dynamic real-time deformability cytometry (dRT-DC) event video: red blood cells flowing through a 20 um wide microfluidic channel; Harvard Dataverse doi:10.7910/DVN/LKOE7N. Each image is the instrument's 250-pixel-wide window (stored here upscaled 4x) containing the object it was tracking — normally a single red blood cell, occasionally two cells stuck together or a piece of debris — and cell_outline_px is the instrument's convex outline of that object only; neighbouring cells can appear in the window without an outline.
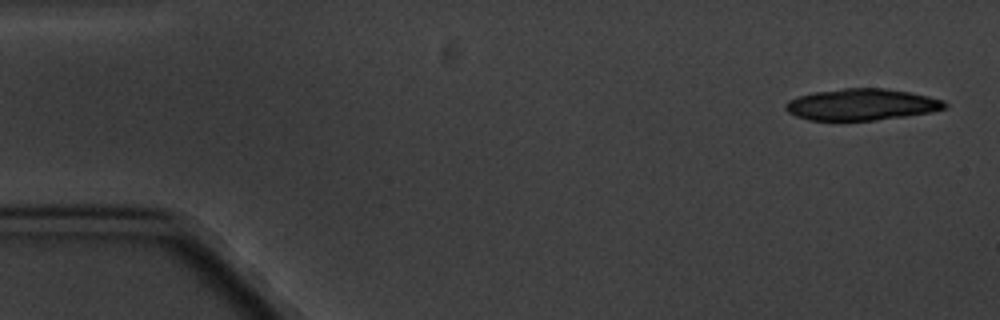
{"species": "common noctule bat (a hibernating species)", "species_latin": "Nyctalus noctula", "temperature_condition": "cold", "stored_images_in_passage": 5, "camera_frame_rate_fps": 3000, "um_per_image_px": 0.085, "animal": {"sex": "male", "body_mass_g": 20.1, "forearm_length_mm": 53.5}, "frame": {"image": 1, "passage_image": 1, "time_ms": 0.0, "image_size_px": [1000, 320], "cell_outline_px": [[948, 104], [944, 108], [932, 112], [876, 120], [808, 120], [796, 116], [788, 112], [784, 108], [784, 104], [788, 100], [800, 96], [816, 92], [844, 88], [884, 88], [908, 92], [928, 96], [944, 100]], "centroid_in_image_um": [73.23, 8.89], "position_along_channel_um": 11.8, "area_um2": 29.07}}